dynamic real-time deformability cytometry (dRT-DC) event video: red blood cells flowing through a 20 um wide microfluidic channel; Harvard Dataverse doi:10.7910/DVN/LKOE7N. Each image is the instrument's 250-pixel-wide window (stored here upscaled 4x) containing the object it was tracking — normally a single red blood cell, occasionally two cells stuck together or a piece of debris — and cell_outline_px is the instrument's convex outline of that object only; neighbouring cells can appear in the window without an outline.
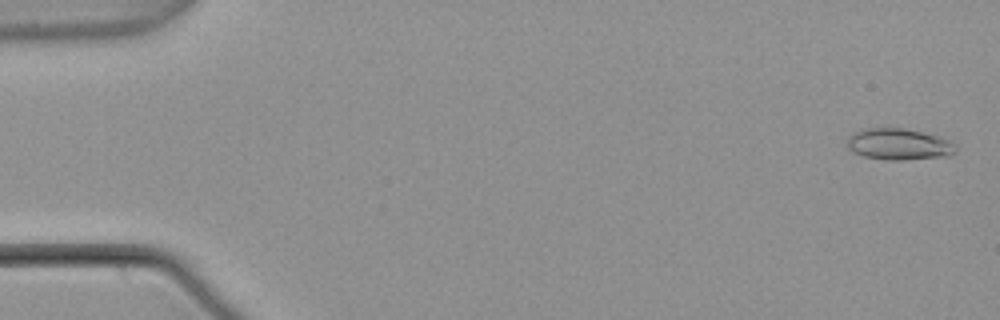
{"species": "common noctule bat (a hibernating species)", "species_latin": "Nyctalus noctula", "temperature_condition": "warm", "stored_images_in_passage": 5, "camera_frame_rate_fps": 3000, "um_per_image_px": 0.085, "animal": {"sex": "male", "body_mass_g": 21.5, "forearm_length_mm": 52.0}, "frame": {"image": 1, "passage_image": 1, "time_ms": 0.0, "image_size_px": [1000, 320], "cell_outline_px": [[956, 152], [948, 156], [904, 160], [884, 160], [864, 156], [852, 152], [848, 148], [848, 136], [852, 132], [868, 128], [904, 128], [936, 136], [948, 140], [956, 148]], "centroid_in_image_um": [76.35, 12.27], "position_along_channel_um": 8.6, "area_um2": 19.77}}
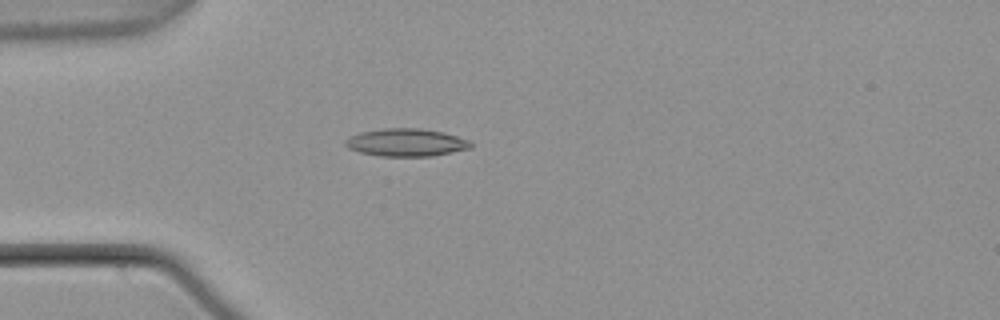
{"frame": {"image": 2, "passage_image": 4, "time_ms": 1.0, "image_size_px": [1000, 320], "cell_outline_px": [[472, 148], [432, 156], [380, 156], [360, 152], [348, 148], [344, 144], [344, 140], [360, 132], [384, 128], [420, 128], [444, 132], [472, 140]], "centroid_in_image_um": [34.56, 12.1], "position_along_channel_um": 50.4, "area_um2": 20.4}}